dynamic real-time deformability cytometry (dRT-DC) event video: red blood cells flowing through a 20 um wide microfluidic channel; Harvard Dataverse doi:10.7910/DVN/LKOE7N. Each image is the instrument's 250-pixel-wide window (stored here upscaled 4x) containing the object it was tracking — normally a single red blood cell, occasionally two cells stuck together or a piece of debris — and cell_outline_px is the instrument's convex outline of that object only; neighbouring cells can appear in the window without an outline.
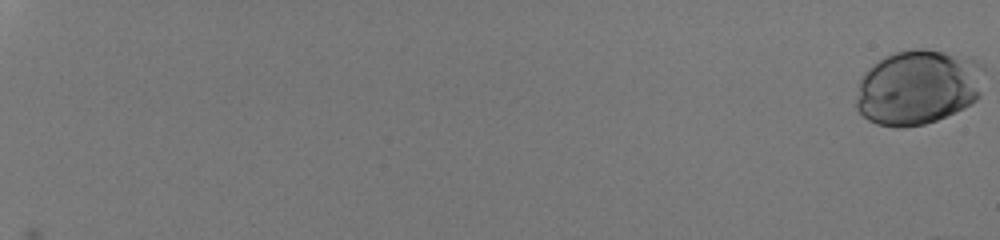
{"species": "human", "species_latin": "Homo sapiens", "temperature_condition": "room temperature", "stored_images_in_passage": 23, "camera_frame_rate_fps": 3000, "um_per_image_px": 0.085, "donor": {"sex": "male"}, "frame": {"image": 1, "passage_image": 1, "time_ms": 0.0, "image_size_px": [1000, 240], "cell_outline_px": [[984, 68], [980, 96], [976, 100], [964, 108], [936, 120], [924, 124], [900, 128], [896, 128], [876, 124], [868, 120], [856, 108], [856, 100], [860, 80], [864, 72], [872, 64], [896, 52], [908, 48], [924, 48], [972, 56], [984, 64]], "centroid_in_image_um": [78.06, 7.39], "position_along_channel_um": 6.9, "area_um2": 56.64}}
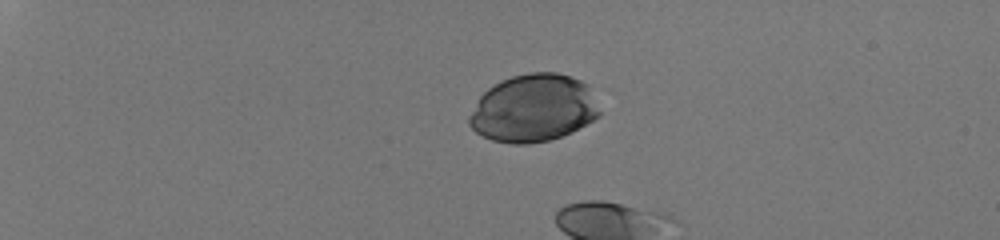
{"frame": {"image": 2, "passage_image": 17, "time_ms": 5.333, "image_size_px": [1000, 240], "cell_outline_px": [[600, 116], [572, 132], [548, 140], [528, 144], [512, 144], [492, 140], [476, 132], [468, 124], [468, 116], [480, 96], [488, 88], [500, 80], [512, 76], [528, 72], [556, 72], [580, 80], [588, 84], [600, 112]], "centroid_in_image_um": [45.33, 9.19], "position_along_channel_um": 39.7, "area_um2": 51.38}}